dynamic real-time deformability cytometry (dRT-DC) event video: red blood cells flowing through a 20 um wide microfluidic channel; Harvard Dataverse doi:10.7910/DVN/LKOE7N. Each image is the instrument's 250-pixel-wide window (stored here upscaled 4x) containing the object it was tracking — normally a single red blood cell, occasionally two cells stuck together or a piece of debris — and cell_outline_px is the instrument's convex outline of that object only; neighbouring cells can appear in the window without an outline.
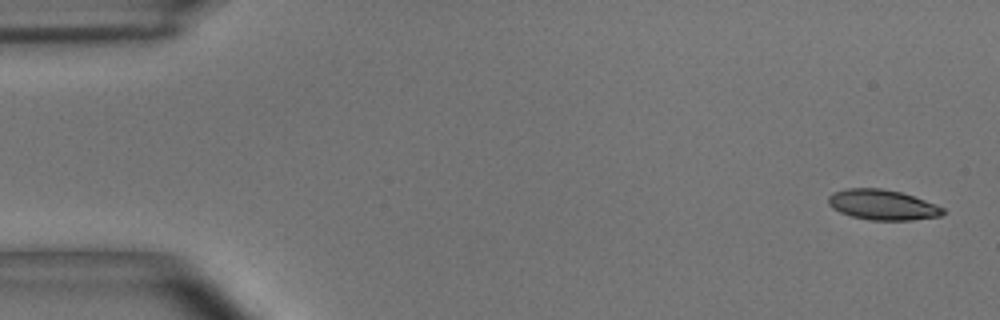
{"species": "common noctule bat (a hibernating species)", "species_latin": "Nyctalus noctula", "temperature_condition": "room temperature", "stored_images_in_passage": 6, "camera_frame_rate_fps": 3000, "um_per_image_px": 0.085, "animal": {"sex": "male", "body_mass_g": 15.6}, "frame": {"image": 1, "passage_image": 1, "time_ms": 0.0, "image_size_px": [1000, 320], "cell_outline_px": [[944, 212], [940, 216], [912, 220], [868, 220], [852, 216], [840, 212], [832, 208], [828, 204], [828, 196], [832, 192], [848, 188], [880, 188], [900, 192], [936, 204], [944, 208]], "centroid_in_image_um": [74.98, 17.41], "position_along_channel_um": 10.0, "area_um2": 20.17}}
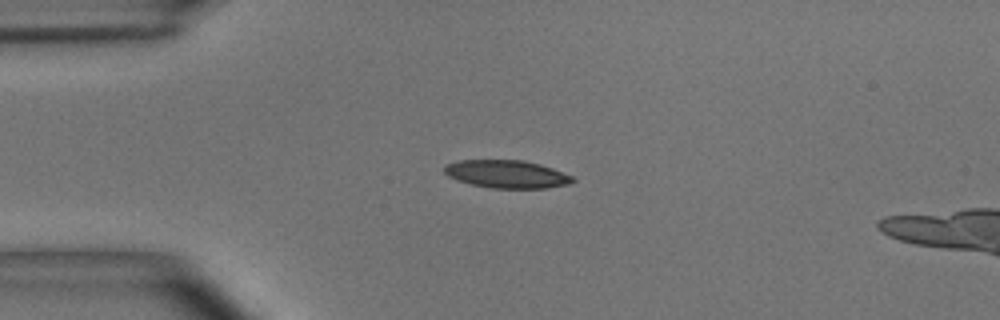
{"frame": {"image": 2, "passage_image": 4, "time_ms": 1.0, "image_size_px": [1000, 320], "cell_outline_px": [[576, 180], [568, 184], [544, 188], [492, 188], [472, 184], [456, 180], [448, 176], [444, 172], [444, 164], [460, 160], [524, 160], [540, 164], [552, 168], [572, 176]], "centroid_in_image_um": [43.05, 14.79], "position_along_channel_um": 42.0, "area_um2": 20.81}}